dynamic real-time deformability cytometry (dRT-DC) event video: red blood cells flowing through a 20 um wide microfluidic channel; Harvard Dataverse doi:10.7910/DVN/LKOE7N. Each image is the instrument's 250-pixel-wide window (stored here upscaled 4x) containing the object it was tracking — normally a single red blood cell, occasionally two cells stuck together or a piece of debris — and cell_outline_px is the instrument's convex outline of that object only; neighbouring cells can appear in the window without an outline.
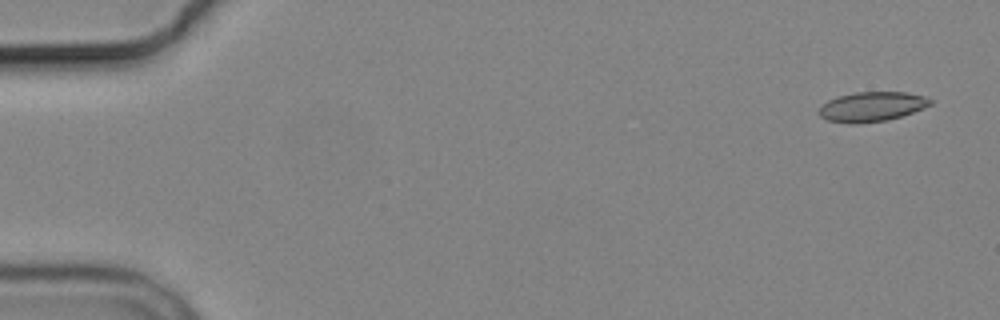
{"species": "common noctule bat (a hibernating species)", "species_latin": "Nyctalus noctula", "temperature_condition": "cold", "stored_images_in_passage": 6, "camera_frame_rate_fps": 3000, "um_per_image_px": 0.085, "animal": {"sex": "male", "body_mass_g": 19.2, "forearm_length_mm": 51.8}, "frame": {"image": 1, "passage_image": 1, "time_ms": 0.0, "image_size_px": [1000, 320], "cell_outline_px": [[932, 104], [924, 108], [888, 120], [852, 124], [828, 120], [820, 116], [816, 112], [820, 104], [836, 96], [852, 92], [904, 92], [924, 96], [932, 100]], "centroid_in_image_um": [74.04, 9.06], "position_along_channel_um": 11.0, "area_um2": 19.42}}
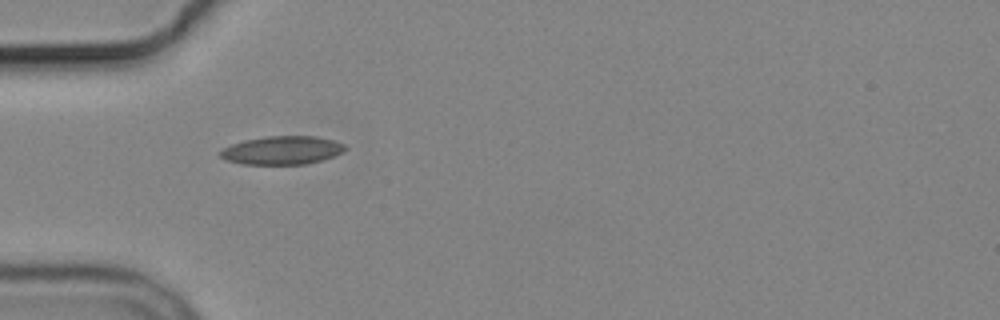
{"frame": {"image": 2, "passage_image": 5, "time_ms": 5.0, "image_size_px": [1000, 320], "cell_outline_px": [[348, 148], [344, 152], [308, 164], [244, 164], [224, 160], [220, 156], [220, 152], [224, 148], [232, 144], [244, 140], [268, 136], [316, 136], [332, 140], [344, 144]], "centroid_in_image_um": [23.99, 12.77], "position_along_channel_um": 61.0, "area_um2": 20.58}}
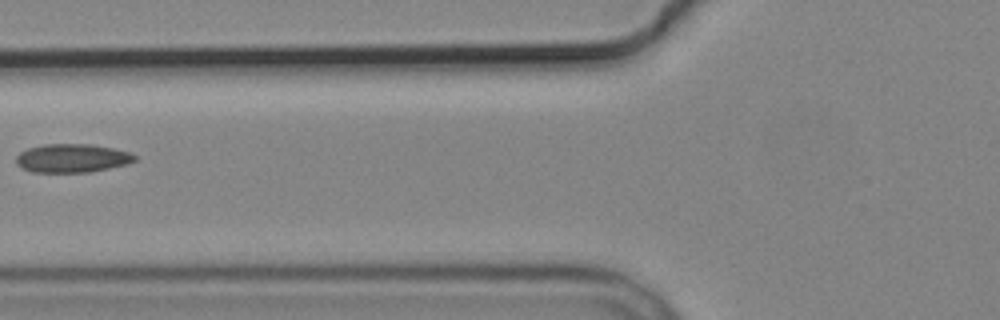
{"frame": {"image": 3, "passage_image": 6, "time_ms": 6.667, "image_size_px": [1000, 320], "cell_outline_px": [[136, 160], [128, 164], [92, 172], [32, 172], [20, 168], [16, 164], [16, 156], [20, 152], [28, 148], [44, 144], [92, 144], [132, 152], [136, 156]], "centroid_in_image_um": [6.14, 13.45], "position_along_channel_um": 119.7, "area_um2": 20.0}}